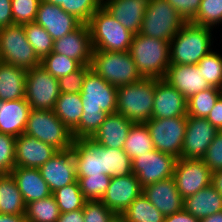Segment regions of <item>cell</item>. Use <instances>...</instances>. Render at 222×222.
I'll return each mask as SVG.
<instances>
[{"label":"cell","instance_id":"obj_1","mask_svg":"<svg viewBox=\"0 0 222 222\" xmlns=\"http://www.w3.org/2000/svg\"><path fill=\"white\" fill-rule=\"evenodd\" d=\"M80 96L83 113L80 123L71 131L74 140L92 138L107 116L117 109V88L92 69L85 76Z\"/></svg>","mask_w":222,"mask_h":222},{"label":"cell","instance_id":"obj_2","mask_svg":"<svg viewBox=\"0 0 222 222\" xmlns=\"http://www.w3.org/2000/svg\"><path fill=\"white\" fill-rule=\"evenodd\" d=\"M76 177L101 175L122 177L132 173V159L123 149L104 147L91 138L73 140Z\"/></svg>","mask_w":222,"mask_h":222},{"label":"cell","instance_id":"obj_3","mask_svg":"<svg viewBox=\"0 0 222 222\" xmlns=\"http://www.w3.org/2000/svg\"><path fill=\"white\" fill-rule=\"evenodd\" d=\"M213 29L185 23L170 41V65H194L212 51Z\"/></svg>","mask_w":222,"mask_h":222},{"label":"cell","instance_id":"obj_4","mask_svg":"<svg viewBox=\"0 0 222 222\" xmlns=\"http://www.w3.org/2000/svg\"><path fill=\"white\" fill-rule=\"evenodd\" d=\"M129 53L143 78L163 79L170 65V42L134 34Z\"/></svg>","mask_w":222,"mask_h":222},{"label":"cell","instance_id":"obj_5","mask_svg":"<svg viewBox=\"0 0 222 222\" xmlns=\"http://www.w3.org/2000/svg\"><path fill=\"white\" fill-rule=\"evenodd\" d=\"M94 50L129 51L134 33L127 30L101 6L87 23Z\"/></svg>","mask_w":222,"mask_h":222},{"label":"cell","instance_id":"obj_6","mask_svg":"<svg viewBox=\"0 0 222 222\" xmlns=\"http://www.w3.org/2000/svg\"><path fill=\"white\" fill-rule=\"evenodd\" d=\"M155 79L142 78L117 88L116 112L134 123H145L152 118Z\"/></svg>","mask_w":222,"mask_h":222},{"label":"cell","instance_id":"obj_7","mask_svg":"<svg viewBox=\"0 0 222 222\" xmlns=\"http://www.w3.org/2000/svg\"><path fill=\"white\" fill-rule=\"evenodd\" d=\"M91 69L116 88L140 81L143 77L129 51L93 50Z\"/></svg>","mask_w":222,"mask_h":222},{"label":"cell","instance_id":"obj_8","mask_svg":"<svg viewBox=\"0 0 222 222\" xmlns=\"http://www.w3.org/2000/svg\"><path fill=\"white\" fill-rule=\"evenodd\" d=\"M24 134L50 144L58 151L70 149L74 140L72 132L53 110L31 109Z\"/></svg>","mask_w":222,"mask_h":222},{"label":"cell","instance_id":"obj_9","mask_svg":"<svg viewBox=\"0 0 222 222\" xmlns=\"http://www.w3.org/2000/svg\"><path fill=\"white\" fill-rule=\"evenodd\" d=\"M0 61L25 70L40 66L41 59L29 44L23 25L0 29Z\"/></svg>","mask_w":222,"mask_h":222},{"label":"cell","instance_id":"obj_10","mask_svg":"<svg viewBox=\"0 0 222 222\" xmlns=\"http://www.w3.org/2000/svg\"><path fill=\"white\" fill-rule=\"evenodd\" d=\"M185 23L166 0H150L139 34L170 42Z\"/></svg>","mask_w":222,"mask_h":222},{"label":"cell","instance_id":"obj_11","mask_svg":"<svg viewBox=\"0 0 222 222\" xmlns=\"http://www.w3.org/2000/svg\"><path fill=\"white\" fill-rule=\"evenodd\" d=\"M156 150L179 158L187 126V115L175 118H151L145 122Z\"/></svg>","mask_w":222,"mask_h":222},{"label":"cell","instance_id":"obj_12","mask_svg":"<svg viewBox=\"0 0 222 222\" xmlns=\"http://www.w3.org/2000/svg\"><path fill=\"white\" fill-rule=\"evenodd\" d=\"M60 96L58 79L42 66L27 70L25 99L31 109L54 110Z\"/></svg>","mask_w":222,"mask_h":222},{"label":"cell","instance_id":"obj_13","mask_svg":"<svg viewBox=\"0 0 222 222\" xmlns=\"http://www.w3.org/2000/svg\"><path fill=\"white\" fill-rule=\"evenodd\" d=\"M177 158L156 149L132 160V173L141 186L173 177Z\"/></svg>","mask_w":222,"mask_h":222},{"label":"cell","instance_id":"obj_14","mask_svg":"<svg viewBox=\"0 0 222 222\" xmlns=\"http://www.w3.org/2000/svg\"><path fill=\"white\" fill-rule=\"evenodd\" d=\"M173 178L183 199L211 185L212 171L202 159H180L175 164Z\"/></svg>","mask_w":222,"mask_h":222},{"label":"cell","instance_id":"obj_15","mask_svg":"<svg viewBox=\"0 0 222 222\" xmlns=\"http://www.w3.org/2000/svg\"><path fill=\"white\" fill-rule=\"evenodd\" d=\"M218 130L206 119L187 115L180 159H202Z\"/></svg>","mask_w":222,"mask_h":222},{"label":"cell","instance_id":"obj_16","mask_svg":"<svg viewBox=\"0 0 222 222\" xmlns=\"http://www.w3.org/2000/svg\"><path fill=\"white\" fill-rule=\"evenodd\" d=\"M143 187L136 175L111 177V182L101 201L111 211L122 214L142 194Z\"/></svg>","mask_w":222,"mask_h":222},{"label":"cell","instance_id":"obj_17","mask_svg":"<svg viewBox=\"0 0 222 222\" xmlns=\"http://www.w3.org/2000/svg\"><path fill=\"white\" fill-rule=\"evenodd\" d=\"M34 22L41 25L53 40L62 38L82 24L80 20L65 12L59 5L43 0L39 2Z\"/></svg>","mask_w":222,"mask_h":222},{"label":"cell","instance_id":"obj_18","mask_svg":"<svg viewBox=\"0 0 222 222\" xmlns=\"http://www.w3.org/2000/svg\"><path fill=\"white\" fill-rule=\"evenodd\" d=\"M93 50L89 27L82 23L69 34L54 40L52 52L74 59L84 66L91 64Z\"/></svg>","mask_w":222,"mask_h":222},{"label":"cell","instance_id":"obj_19","mask_svg":"<svg viewBox=\"0 0 222 222\" xmlns=\"http://www.w3.org/2000/svg\"><path fill=\"white\" fill-rule=\"evenodd\" d=\"M39 170L52 193L59 188L77 181L71 148L65 151H58Z\"/></svg>","mask_w":222,"mask_h":222},{"label":"cell","instance_id":"obj_20","mask_svg":"<svg viewBox=\"0 0 222 222\" xmlns=\"http://www.w3.org/2000/svg\"><path fill=\"white\" fill-rule=\"evenodd\" d=\"M57 152L52 145L21 134L15 139V167L40 168Z\"/></svg>","mask_w":222,"mask_h":222},{"label":"cell","instance_id":"obj_21","mask_svg":"<svg viewBox=\"0 0 222 222\" xmlns=\"http://www.w3.org/2000/svg\"><path fill=\"white\" fill-rule=\"evenodd\" d=\"M187 99L163 79H155L152 118H175L187 115Z\"/></svg>","mask_w":222,"mask_h":222},{"label":"cell","instance_id":"obj_22","mask_svg":"<svg viewBox=\"0 0 222 222\" xmlns=\"http://www.w3.org/2000/svg\"><path fill=\"white\" fill-rule=\"evenodd\" d=\"M163 80L175 87L187 100L191 96L211 87L204 80L197 64L169 65Z\"/></svg>","mask_w":222,"mask_h":222},{"label":"cell","instance_id":"obj_23","mask_svg":"<svg viewBox=\"0 0 222 222\" xmlns=\"http://www.w3.org/2000/svg\"><path fill=\"white\" fill-rule=\"evenodd\" d=\"M142 193L165 217L183 210L184 199L173 177L144 186Z\"/></svg>","mask_w":222,"mask_h":222},{"label":"cell","instance_id":"obj_24","mask_svg":"<svg viewBox=\"0 0 222 222\" xmlns=\"http://www.w3.org/2000/svg\"><path fill=\"white\" fill-rule=\"evenodd\" d=\"M150 0H102V6L127 30L140 32Z\"/></svg>","mask_w":222,"mask_h":222},{"label":"cell","instance_id":"obj_25","mask_svg":"<svg viewBox=\"0 0 222 222\" xmlns=\"http://www.w3.org/2000/svg\"><path fill=\"white\" fill-rule=\"evenodd\" d=\"M133 124L120 113L109 114L91 139L104 147L123 149Z\"/></svg>","mask_w":222,"mask_h":222},{"label":"cell","instance_id":"obj_26","mask_svg":"<svg viewBox=\"0 0 222 222\" xmlns=\"http://www.w3.org/2000/svg\"><path fill=\"white\" fill-rule=\"evenodd\" d=\"M31 107L25 98L0 100V133L18 137L24 134Z\"/></svg>","mask_w":222,"mask_h":222},{"label":"cell","instance_id":"obj_27","mask_svg":"<svg viewBox=\"0 0 222 222\" xmlns=\"http://www.w3.org/2000/svg\"><path fill=\"white\" fill-rule=\"evenodd\" d=\"M10 174L15 179L25 204L52 195L39 168L14 167Z\"/></svg>","mask_w":222,"mask_h":222},{"label":"cell","instance_id":"obj_28","mask_svg":"<svg viewBox=\"0 0 222 222\" xmlns=\"http://www.w3.org/2000/svg\"><path fill=\"white\" fill-rule=\"evenodd\" d=\"M183 209L201 220L222 211V195L209 185L184 199Z\"/></svg>","mask_w":222,"mask_h":222},{"label":"cell","instance_id":"obj_29","mask_svg":"<svg viewBox=\"0 0 222 222\" xmlns=\"http://www.w3.org/2000/svg\"><path fill=\"white\" fill-rule=\"evenodd\" d=\"M27 70L0 61V100L25 98Z\"/></svg>","mask_w":222,"mask_h":222},{"label":"cell","instance_id":"obj_30","mask_svg":"<svg viewBox=\"0 0 222 222\" xmlns=\"http://www.w3.org/2000/svg\"><path fill=\"white\" fill-rule=\"evenodd\" d=\"M26 204L11 174L0 175V213L25 215Z\"/></svg>","mask_w":222,"mask_h":222},{"label":"cell","instance_id":"obj_31","mask_svg":"<svg viewBox=\"0 0 222 222\" xmlns=\"http://www.w3.org/2000/svg\"><path fill=\"white\" fill-rule=\"evenodd\" d=\"M57 117L72 131L79 123L83 113L80 93H60L54 110Z\"/></svg>","mask_w":222,"mask_h":222},{"label":"cell","instance_id":"obj_32","mask_svg":"<svg viewBox=\"0 0 222 222\" xmlns=\"http://www.w3.org/2000/svg\"><path fill=\"white\" fill-rule=\"evenodd\" d=\"M150 132L145 123H134L130 128L123 150L133 160L154 150Z\"/></svg>","mask_w":222,"mask_h":222},{"label":"cell","instance_id":"obj_33","mask_svg":"<svg viewBox=\"0 0 222 222\" xmlns=\"http://www.w3.org/2000/svg\"><path fill=\"white\" fill-rule=\"evenodd\" d=\"M128 222H164L165 216L143 195L122 213Z\"/></svg>","mask_w":222,"mask_h":222},{"label":"cell","instance_id":"obj_34","mask_svg":"<svg viewBox=\"0 0 222 222\" xmlns=\"http://www.w3.org/2000/svg\"><path fill=\"white\" fill-rule=\"evenodd\" d=\"M59 207L53 195L26 204L27 222H57Z\"/></svg>","mask_w":222,"mask_h":222},{"label":"cell","instance_id":"obj_35","mask_svg":"<svg viewBox=\"0 0 222 222\" xmlns=\"http://www.w3.org/2000/svg\"><path fill=\"white\" fill-rule=\"evenodd\" d=\"M222 95V89L210 87L187 100V115L190 117L207 118L216 101Z\"/></svg>","mask_w":222,"mask_h":222},{"label":"cell","instance_id":"obj_36","mask_svg":"<svg viewBox=\"0 0 222 222\" xmlns=\"http://www.w3.org/2000/svg\"><path fill=\"white\" fill-rule=\"evenodd\" d=\"M52 195L56 200L60 213L83 209L86 202L78 181L57 189Z\"/></svg>","mask_w":222,"mask_h":222},{"label":"cell","instance_id":"obj_37","mask_svg":"<svg viewBox=\"0 0 222 222\" xmlns=\"http://www.w3.org/2000/svg\"><path fill=\"white\" fill-rule=\"evenodd\" d=\"M27 40L36 55L42 59L53 51L54 40L51 35L35 22L24 24Z\"/></svg>","mask_w":222,"mask_h":222},{"label":"cell","instance_id":"obj_38","mask_svg":"<svg viewBox=\"0 0 222 222\" xmlns=\"http://www.w3.org/2000/svg\"><path fill=\"white\" fill-rule=\"evenodd\" d=\"M40 66L53 77L59 79L78 70L82 65L78 61L67 56L51 52L41 59Z\"/></svg>","mask_w":222,"mask_h":222},{"label":"cell","instance_id":"obj_39","mask_svg":"<svg viewBox=\"0 0 222 222\" xmlns=\"http://www.w3.org/2000/svg\"><path fill=\"white\" fill-rule=\"evenodd\" d=\"M197 66L211 87L222 89V54L211 51L197 63Z\"/></svg>","mask_w":222,"mask_h":222},{"label":"cell","instance_id":"obj_40","mask_svg":"<svg viewBox=\"0 0 222 222\" xmlns=\"http://www.w3.org/2000/svg\"><path fill=\"white\" fill-rule=\"evenodd\" d=\"M193 24L214 29L222 24V0H201Z\"/></svg>","mask_w":222,"mask_h":222},{"label":"cell","instance_id":"obj_41","mask_svg":"<svg viewBox=\"0 0 222 222\" xmlns=\"http://www.w3.org/2000/svg\"><path fill=\"white\" fill-rule=\"evenodd\" d=\"M77 181L86 200L101 201L110 185L111 176L101 173L90 177H77Z\"/></svg>","mask_w":222,"mask_h":222},{"label":"cell","instance_id":"obj_42","mask_svg":"<svg viewBox=\"0 0 222 222\" xmlns=\"http://www.w3.org/2000/svg\"><path fill=\"white\" fill-rule=\"evenodd\" d=\"M102 6V0H64L61 8L87 24L92 15Z\"/></svg>","mask_w":222,"mask_h":222},{"label":"cell","instance_id":"obj_43","mask_svg":"<svg viewBox=\"0 0 222 222\" xmlns=\"http://www.w3.org/2000/svg\"><path fill=\"white\" fill-rule=\"evenodd\" d=\"M41 0H11L13 24L24 25L35 21Z\"/></svg>","mask_w":222,"mask_h":222},{"label":"cell","instance_id":"obj_44","mask_svg":"<svg viewBox=\"0 0 222 222\" xmlns=\"http://www.w3.org/2000/svg\"><path fill=\"white\" fill-rule=\"evenodd\" d=\"M16 137L0 133V175L10 174L15 167Z\"/></svg>","mask_w":222,"mask_h":222},{"label":"cell","instance_id":"obj_45","mask_svg":"<svg viewBox=\"0 0 222 222\" xmlns=\"http://www.w3.org/2000/svg\"><path fill=\"white\" fill-rule=\"evenodd\" d=\"M90 65L81 66L78 70L58 79L60 93H80Z\"/></svg>","mask_w":222,"mask_h":222},{"label":"cell","instance_id":"obj_46","mask_svg":"<svg viewBox=\"0 0 222 222\" xmlns=\"http://www.w3.org/2000/svg\"><path fill=\"white\" fill-rule=\"evenodd\" d=\"M114 214L102 201L86 200L83 207L84 222H109Z\"/></svg>","mask_w":222,"mask_h":222},{"label":"cell","instance_id":"obj_47","mask_svg":"<svg viewBox=\"0 0 222 222\" xmlns=\"http://www.w3.org/2000/svg\"><path fill=\"white\" fill-rule=\"evenodd\" d=\"M202 161L212 172L222 170V130L216 133Z\"/></svg>","mask_w":222,"mask_h":222},{"label":"cell","instance_id":"obj_48","mask_svg":"<svg viewBox=\"0 0 222 222\" xmlns=\"http://www.w3.org/2000/svg\"><path fill=\"white\" fill-rule=\"evenodd\" d=\"M170 3L179 16L186 22H192L199 10L201 0H166Z\"/></svg>","mask_w":222,"mask_h":222},{"label":"cell","instance_id":"obj_49","mask_svg":"<svg viewBox=\"0 0 222 222\" xmlns=\"http://www.w3.org/2000/svg\"><path fill=\"white\" fill-rule=\"evenodd\" d=\"M218 131L222 130V95L206 118Z\"/></svg>","mask_w":222,"mask_h":222},{"label":"cell","instance_id":"obj_50","mask_svg":"<svg viewBox=\"0 0 222 222\" xmlns=\"http://www.w3.org/2000/svg\"><path fill=\"white\" fill-rule=\"evenodd\" d=\"M12 24L11 0H0V29Z\"/></svg>","mask_w":222,"mask_h":222},{"label":"cell","instance_id":"obj_51","mask_svg":"<svg viewBox=\"0 0 222 222\" xmlns=\"http://www.w3.org/2000/svg\"><path fill=\"white\" fill-rule=\"evenodd\" d=\"M164 222H200V220L183 209L180 212L166 216Z\"/></svg>","mask_w":222,"mask_h":222},{"label":"cell","instance_id":"obj_52","mask_svg":"<svg viewBox=\"0 0 222 222\" xmlns=\"http://www.w3.org/2000/svg\"><path fill=\"white\" fill-rule=\"evenodd\" d=\"M57 222H84L83 209L60 213Z\"/></svg>","mask_w":222,"mask_h":222},{"label":"cell","instance_id":"obj_53","mask_svg":"<svg viewBox=\"0 0 222 222\" xmlns=\"http://www.w3.org/2000/svg\"><path fill=\"white\" fill-rule=\"evenodd\" d=\"M211 185L222 195V170L212 172Z\"/></svg>","mask_w":222,"mask_h":222},{"label":"cell","instance_id":"obj_54","mask_svg":"<svg viewBox=\"0 0 222 222\" xmlns=\"http://www.w3.org/2000/svg\"><path fill=\"white\" fill-rule=\"evenodd\" d=\"M0 222H27L25 215H13L0 213Z\"/></svg>","mask_w":222,"mask_h":222},{"label":"cell","instance_id":"obj_55","mask_svg":"<svg viewBox=\"0 0 222 222\" xmlns=\"http://www.w3.org/2000/svg\"><path fill=\"white\" fill-rule=\"evenodd\" d=\"M200 222H222V211L207 216L201 219Z\"/></svg>","mask_w":222,"mask_h":222},{"label":"cell","instance_id":"obj_56","mask_svg":"<svg viewBox=\"0 0 222 222\" xmlns=\"http://www.w3.org/2000/svg\"><path fill=\"white\" fill-rule=\"evenodd\" d=\"M109 222H128L122 214L115 213Z\"/></svg>","mask_w":222,"mask_h":222},{"label":"cell","instance_id":"obj_57","mask_svg":"<svg viewBox=\"0 0 222 222\" xmlns=\"http://www.w3.org/2000/svg\"><path fill=\"white\" fill-rule=\"evenodd\" d=\"M43 1L55 4V5H59V6H61V4H64V0H43Z\"/></svg>","mask_w":222,"mask_h":222}]
</instances>
